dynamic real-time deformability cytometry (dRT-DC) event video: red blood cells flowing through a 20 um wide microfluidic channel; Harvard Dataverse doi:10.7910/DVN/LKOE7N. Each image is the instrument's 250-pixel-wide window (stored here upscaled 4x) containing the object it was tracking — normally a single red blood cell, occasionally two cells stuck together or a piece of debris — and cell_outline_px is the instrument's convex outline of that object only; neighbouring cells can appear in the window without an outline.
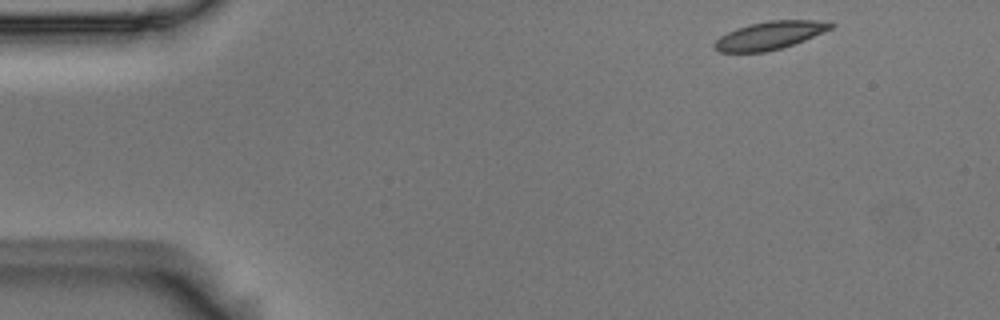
{"species": "Egyptian fruit bat (a non-hibernating species)", "species_latin": "Rousettus aegyptiacus", "temperature_condition": "room temperature", "stored_images_in_passage": 51, "camera_frame_rate_fps": 3000, "um_per_image_px": 0.085, "animal": {"sex": "male"}, "frame": {"image": 1, "passage_image": 1, "time_ms": 0.0, "image_size_px": [1000, 320], "cell_outline_px": [[836, 24], [832, 28], [804, 40], [780, 48], [764, 52], [720, 52], [712, 44], [720, 36], [736, 28], [748, 24], [768, 20], [816, 20]], "centroid_in_image_um": [65.4, 3.0], "position_along_channel_um": 19.6, "area_um2": 18.79}}
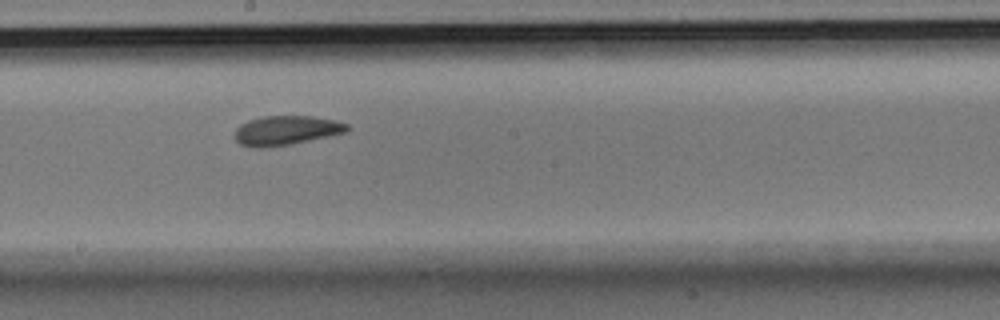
{"frame": {"image": 2, "passage_image": 25, "time_ms": 8.0, "image_size_px": [1000, 320], "cell_outline_px": [[348, 132], [292, 144], [264, 148], [256, 148], [240, 144], [232, 136], [236, 128], [240, 124], [248, 120], [264, 116], [312, 116], [336, 120], [348, 124]], "centroid_in_image_um": [24.3, 11.09], "position_along_channel_um": 223.9, "area_um2": 19.48}}
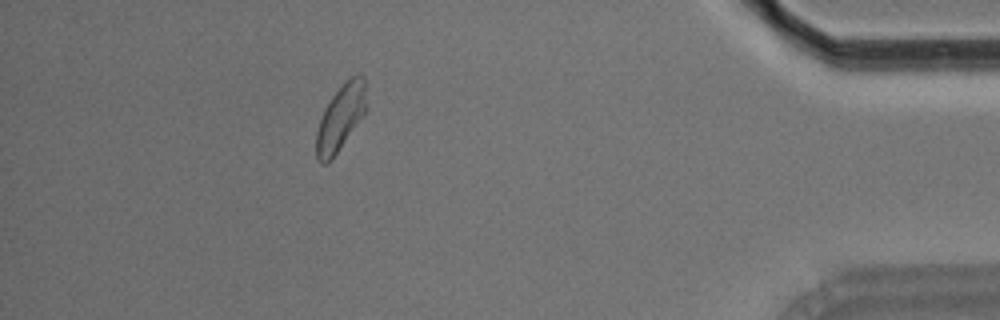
{"frame": {"image": 3, "passage_image": 44, "time_ms": 14.333, "image_size_px": [1000, 320], "cell_outline_px": [[368, 84], [364, 112], [328, 164], [320, 164], [316, 160], [316, 132], [324, 108], [332, 96], [356, 72], [360, 72], [364, 76]], "centroid_in_image_um": [28.94, 9.96], "position_along_channel_um": 406.3, "area_um2": 18.96}, "authors_computed_cell_mechanics": {"area_um2": 19.1896, "velocity_mm_per_s": 3.6554, "shape_relaxation_time_tau1_ms": 4.2477, "shape_relaxation_time_tau2_ms": 3.6143, "deformation_change_tau1": 0.1188, "deformation_change_tau2": 0.0601}}